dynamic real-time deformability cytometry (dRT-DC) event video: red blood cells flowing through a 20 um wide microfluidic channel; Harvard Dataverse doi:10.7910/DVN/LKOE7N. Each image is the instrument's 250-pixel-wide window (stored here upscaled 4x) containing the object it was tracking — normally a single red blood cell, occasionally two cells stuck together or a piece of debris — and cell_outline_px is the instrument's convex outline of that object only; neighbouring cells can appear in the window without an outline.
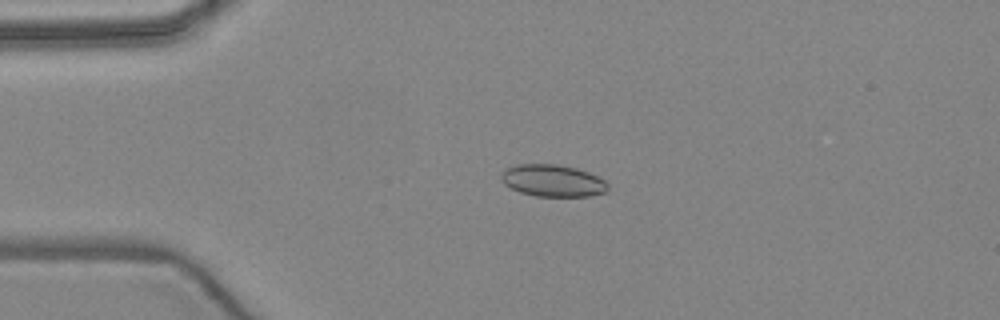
{"species": "common noctule bat (a hibernating species)", "species_latin": "Nyctalus noctula", "temperature_condition": "warm", "stored_images_in_passage": 4, "camera_frame_rate_fps": 3000, "um_per_image_px": 0.085, "animal": {"sex": "female", "body_mass_g": 24.6, "forearm_length_mm": 56.2}, "frame": {"image": 1, "passage_image": 3, "time_ms": 2.333, "image_size_px": [1000, 320], "cell_outline_px": [[608, 188], [604, 192], [588, 196], [536, 196], [520, 192], [504, 184], [500, 180], [500, 176], [504, 168], [516, 164], [556, 164], [576, 168], [588, 172], [604, 180], [608, 184]], "centroid_in_image_um": [46.93, 15.34], "position_along_channel_um": 38.1, "area_um2": 19.88}}